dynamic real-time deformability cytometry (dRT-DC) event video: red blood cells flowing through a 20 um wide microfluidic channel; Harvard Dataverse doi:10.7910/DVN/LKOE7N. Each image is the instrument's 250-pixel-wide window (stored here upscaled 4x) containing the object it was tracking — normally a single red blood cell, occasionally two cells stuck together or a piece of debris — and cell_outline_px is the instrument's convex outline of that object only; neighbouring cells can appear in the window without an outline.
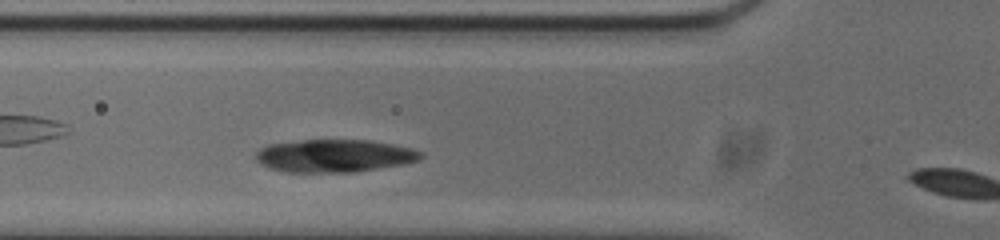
{"species": "common noctule bat (a hibernating species)", "species_latin": "Nyctalus noctula", "temperature_condition": "cold", "stored_images_in_passage": 5, "camera_frame_rate_fps": 3000, "um_per_image_px": 0.085, "animal": {"sex": "male", "body_mass_g": 20.0, "forearm_length_mm": 53.3}, "frame": {"image": 1, "passage_image": 4, "time_ms": 1.0, "image_size_px": [1000, 240], "cell_outline_px": [[424, 156], [420, 160], [404, 164], [352, 172], [284, 172], [268, 168], [260, 164], [256, 160], [256, 152], [260, 148], [268, 144], [304, 140], [368, 140], [392, 144], [412, 148], [424, 152]], "centroid_in_image_um": [28.42, 13.24], "position_along_channel_um": 97.4, "area_um2": 31.67}}